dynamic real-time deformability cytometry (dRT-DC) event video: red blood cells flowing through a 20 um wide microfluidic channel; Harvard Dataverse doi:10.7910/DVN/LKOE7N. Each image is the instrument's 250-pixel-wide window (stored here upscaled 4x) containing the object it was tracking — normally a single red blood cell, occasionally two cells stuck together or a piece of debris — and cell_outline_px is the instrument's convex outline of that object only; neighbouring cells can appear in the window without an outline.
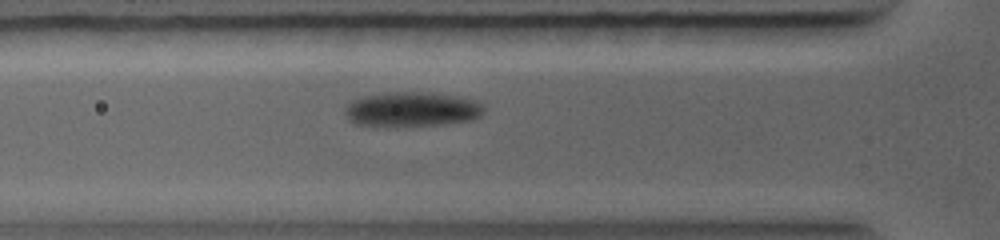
{"species": "common noctule bat (a hibernating species)", "species_latin": "Nyctalus noctula", "temperature_condition": "warm", "stored_images_in_passage": 48, "camera_frame_rate_fps": 5000, "um_per_image_px": 0.085, "animal": {"sex": "female", "body_mass_g": 19.0, "forearm_length_mm": 56.7}, "frame": {"image": 1, "passage_image": 10, "time_ms": 3.0, "image_size_px": [1000, 240], "cell_outline_px": [[484, 112], [480, 116], [472, 120], [436, 124], [376, 128], [356, 124], [348, 120], [344, 112], [344, 108], [352, 100], [364, 96], [396, 92], [432, 92], [456, 96], [476, 100], [484, 104]], "centroid_in_image_um": [34.97, 9.31], "position_along_channel_um": 90.8, "area_um2": 28.55}}
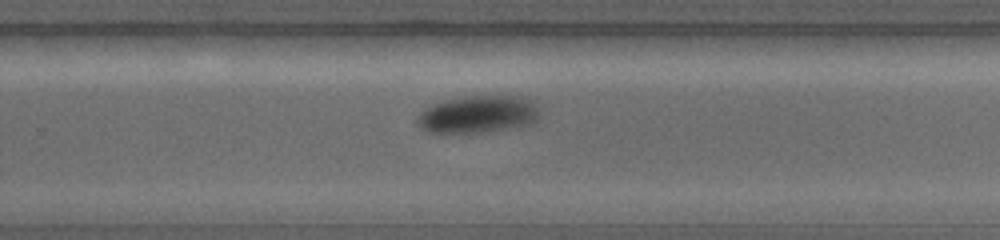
{"frame": {"image": 2, "passage_image": 26, "time_ms": 7.0, "image_size_px": [1000, 240], "cell_outline_px": [[536, 120], [532, 124], [508, 128], [480, 132], [428, 132], [420, 128], [416, 120], [420, 112], [436, 104], [448, 100], [472, 96], [520, 96], [528, 100], [536, 108]], "centroid_in_image_um": [40.6, 9.73], "position_along_channel_um": 289.2, "area_um2": 25.72}}
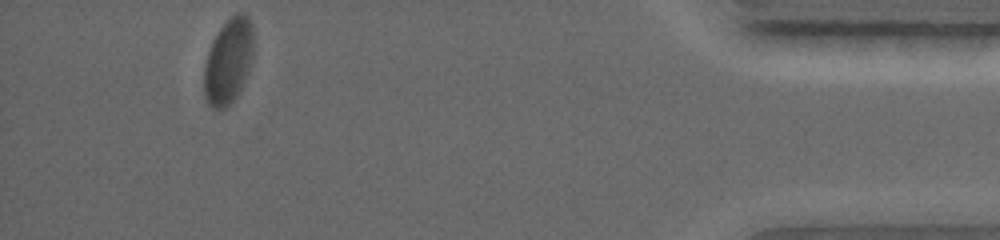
{"frame": {"image": 3, "passage_image": 47, "time_ms": 11.0, "image_size_px": [1000, 240], "cell_outline_px": [[252, 60], [248, 72], [236, 96], [224, 108], [216, 108], [208, 100], [204, 92], [204, 64], [212, 40], [220, 28], [236, 12], [244, 12], [248, 16], [252, 24]], "centroid_in_image_um": [19.42, 5.13], "position_along_channel_um": 415.8, "area_um2": 24.1}}